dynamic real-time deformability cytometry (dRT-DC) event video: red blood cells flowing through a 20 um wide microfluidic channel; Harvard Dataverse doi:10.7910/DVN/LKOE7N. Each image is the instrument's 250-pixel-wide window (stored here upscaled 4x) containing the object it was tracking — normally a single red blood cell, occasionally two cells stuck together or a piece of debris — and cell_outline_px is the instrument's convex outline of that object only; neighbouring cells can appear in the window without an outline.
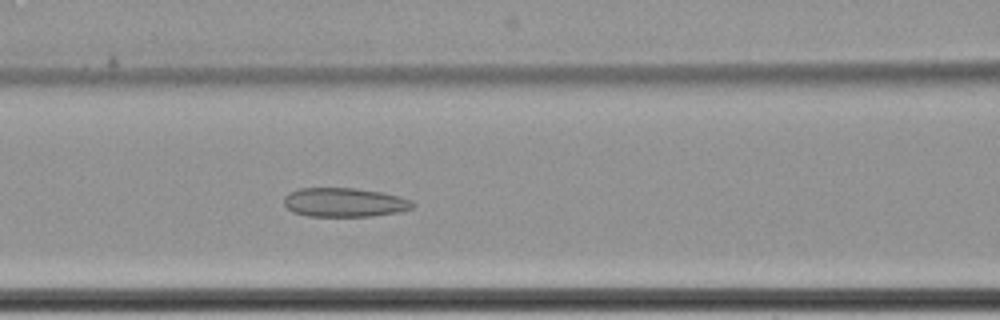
{"species": "common noctule bat (a hibernating species)", "species_latin": "Nyctalus noctula", "temperature_condition": "cold", "stored_images_in_passage": 48, "camera_frame_rate_fps": 3000, "um_per_image_px": 0.085, "animal": {"sex": "female", "body_mass_g": 22.7, "forearm_length_mm": 54.2}, "frame": {"image": 1, "passage_image": 14, "time_ms": 4.333, "image_size_px": [1000, 320], "cell_outline_px": [[416, 204], [412, 208], [400, 212], [372, 216], [308, 216], [292, 212], [284, 204], [284, 196], [288, 192], [300, 188], [356, 188], [384, 192], [400, 196], [412, 200]], "centroid_in_image_um": [29.3, 17.2], "position_along_channel_um": 137.3, "area_um2": 22.08}}
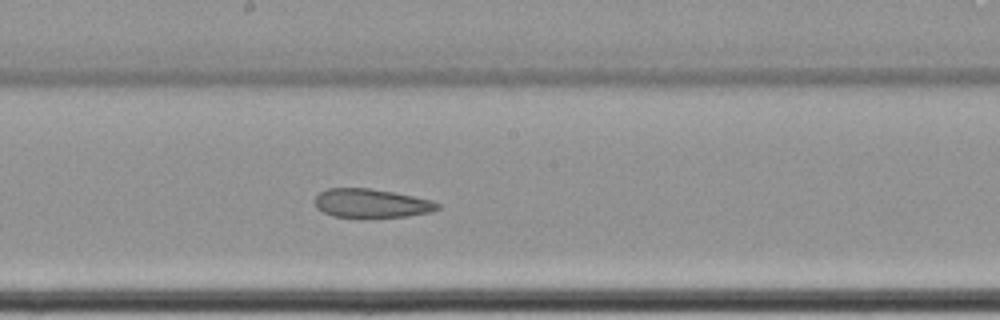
{"frame": {"image": 2, "passage_image": 21, "time_ms": 6.667, "image_size_px": [1000, 320], "cell_outline_px": [[440, 208], [428, 212], [408, 216], [332, 216], [316, 208], [316, 196], [320, 192], [328, 188], [368, 188], [392, 192], [432, 200], [440, 204]], "centroid_in_image_um": [31.56, 17.26], "position_along_channel_um": 216.6, "area_um2": 20.06}}
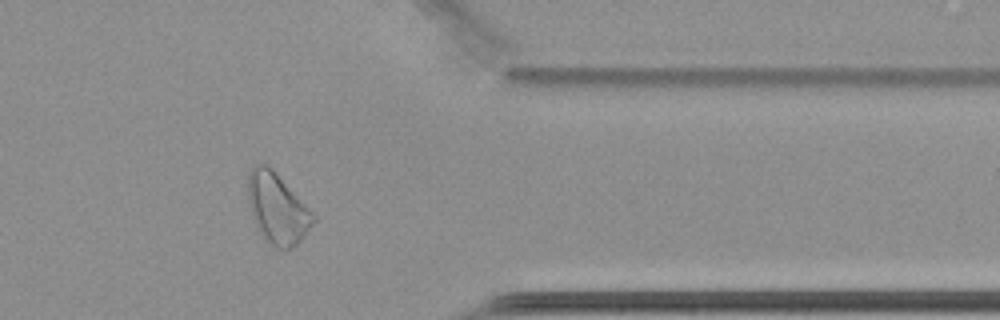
{"frame": {"image": 3, "passage_image": 37, "time_ms": 12.0, "image_size_px": [1000, 320], "cell_outline_px": [[316, 220], [304, 236], [296, 244], [288, 248], [276, 248], [264, 236], [256, 224], [252, 212], [248, 196], [248, 172], [256, 164], [268, 164], [276, 172], [316, 216]], "centroid_in_image_um": [23.58, 17.67], "position_along_channel_um": 387.8, "area_um2": 26.13}, "authors_computed_cell_mechanics": {"area_um2": 23.1778, "velocity_mm_per_s": 3.4091, "shape_relaxation_time_tau1_ms": null, "shape_relaxation_time_tau2_ms": 7.2885, "deformation_change_tau1": null, "deformation_change_tau2": 0.1402}}